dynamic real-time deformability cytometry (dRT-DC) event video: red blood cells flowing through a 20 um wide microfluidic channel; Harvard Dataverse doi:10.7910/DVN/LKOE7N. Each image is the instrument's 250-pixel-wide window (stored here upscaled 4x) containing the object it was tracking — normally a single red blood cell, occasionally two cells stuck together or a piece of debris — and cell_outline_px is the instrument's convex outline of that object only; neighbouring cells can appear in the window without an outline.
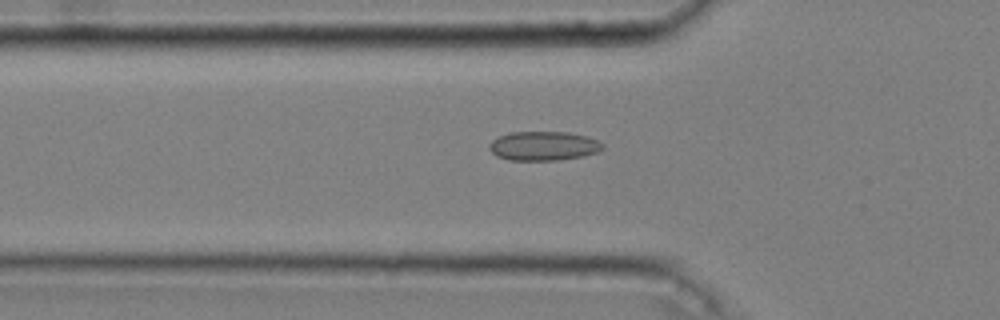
{"species": "common noctule bat (a hibernating species)", "species_latin": "Nyctalus noctula", "temperature_condition": "cold", "stored_images_in_passage": 47, "camera_frame_rate_fps": 3000, "um_per_image_px": 0.085, "animal": {"sex": "male", "body_mass_g": 20.4}, "frame": {"image": 1, "passage_image": 15, "time_ms": 4.667, "image_size_px": [1000, 320], "cell_outline_px": [[604, 148], [596, 152], [584, 156], [560, 160], [508, 160], [496, 156], [488, 148], [488, 144], [492, 140], [508, 132], [568, 132], [588, 136], [604, 144]], "centroid_in_image_um": [46.19, 12.4], "position_along_channel_um": 79.6, "area_um2": 19.42}}
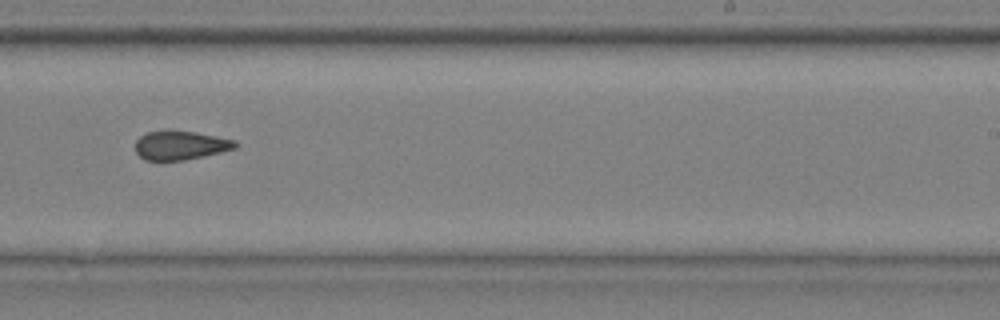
{"frame": {"image": 2, "passage_image": 31, "time_ms": 10.0, "image_size_px": [1000, 320], "cell_outline_px": [[236, 148], [220, 152], [184, 160], [144, 160], [136, 152], [136, 140], [140, 136], [148, 132], [196, 132], [236, 140]], "centroid_in_image_um": [15.34, 12.37], "position_along_channel_um": 273.7, "area_um2": 16.36}}
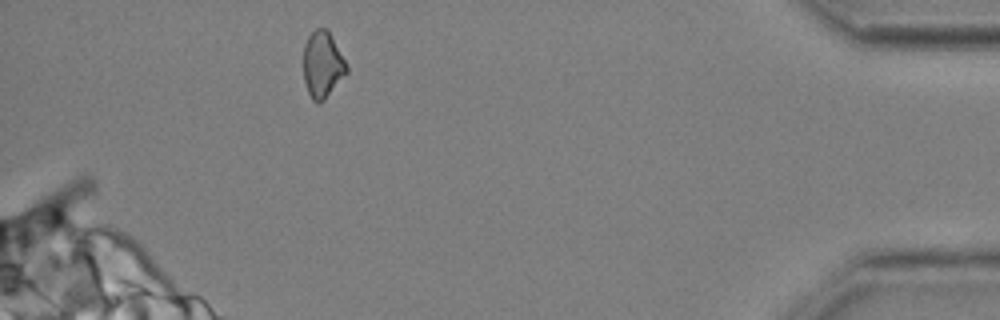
{"frame": {"image": 3, "passage_image": 46, "time_ms": 15.0, "image_size_px": [1000, 320], "cell_outline_px": [[348, 72], [324, 100], [320, 104], [316, 104], [312, 100], [308, 92], [304, 80], [304, 44], [308, 36], [316, 28], [328, 28], [348, 68]], "centroid_in_image_um": [27.41, 5.5], "position_along_channel_um": 407.8, "area_um2": 16.7}, "authors_computed_cell_mechanics": {"area_um2": 17.629, "velocity_mm_per_s": 3.6342, "shape_relaxation_time_tau1_ms": null, "shape_relaxation_time_tau2_ms": 2.649, "deformation_change_tau1": null, "deformation_change_tau2": 0.0924}}